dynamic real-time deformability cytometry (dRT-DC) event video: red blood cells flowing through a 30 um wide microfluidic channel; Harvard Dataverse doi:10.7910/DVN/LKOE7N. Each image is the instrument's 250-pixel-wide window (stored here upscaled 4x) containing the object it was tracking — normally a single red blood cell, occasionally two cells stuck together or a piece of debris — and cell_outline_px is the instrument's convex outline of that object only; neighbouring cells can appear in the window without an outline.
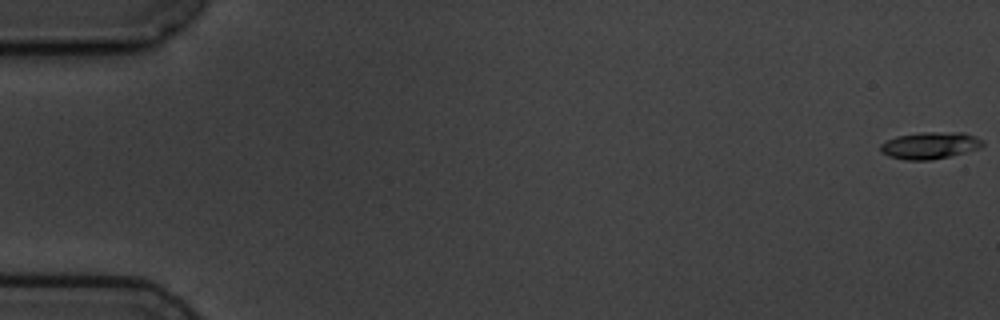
{"species": "common noctule bat (a hibernating species)", "species_latin": "Nyctalus noctula", "temperature_condition": "cold", "stored_images_in_passage": 6, "camera_frame_rate_fps": 3000, "um_per_image_px": 0.085, "animal": {"sex": "male", "body_mass_g": 19.5, "forearm_length_mm": 54.6}, "frame": {"image": 1, "passage_image": 1, "time_ms": 0.0, "image_size_px": [1000, 320], "cell_outline_px": [[984, 144], [980, 148], [948, 156], [928, 160], [904, 160], [888, 156], [880, 152], [880, 144], [896, 136], [924, 132], [964, 132], [976, 136], [984, 140]], "centroid_in_image_um": [79.05, 12.35], "position_along_channel_um": 6.0, "area_um2": 16.07}}
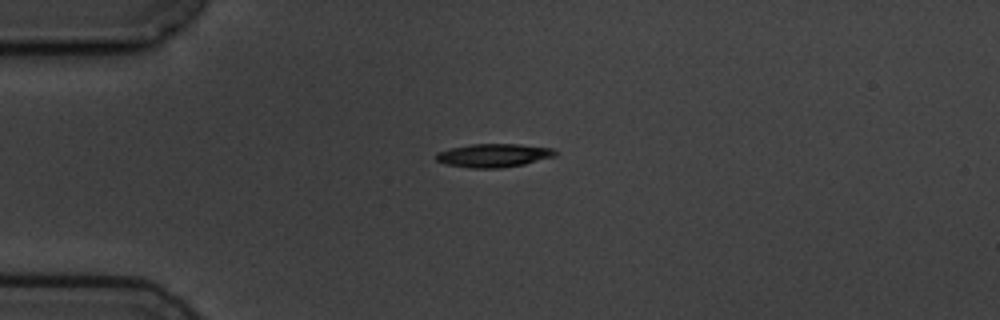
{"frame": {"image": 2, "passage_image": 5, "time_ms": 4.667, "image_size_px": [1000, 320], "cell_outline_px": [[560, 152], [556, 156], [524, 164], [500, 168], [472, 168], [444, 164], [436, 160], [436, 152], [452, 148], [472, 144], [520, 144], [552, 148]], "centroid_in_image_um": [41.99, 13.21], "position_along_channel_um": 43.0, "area_um2": 16.36}}